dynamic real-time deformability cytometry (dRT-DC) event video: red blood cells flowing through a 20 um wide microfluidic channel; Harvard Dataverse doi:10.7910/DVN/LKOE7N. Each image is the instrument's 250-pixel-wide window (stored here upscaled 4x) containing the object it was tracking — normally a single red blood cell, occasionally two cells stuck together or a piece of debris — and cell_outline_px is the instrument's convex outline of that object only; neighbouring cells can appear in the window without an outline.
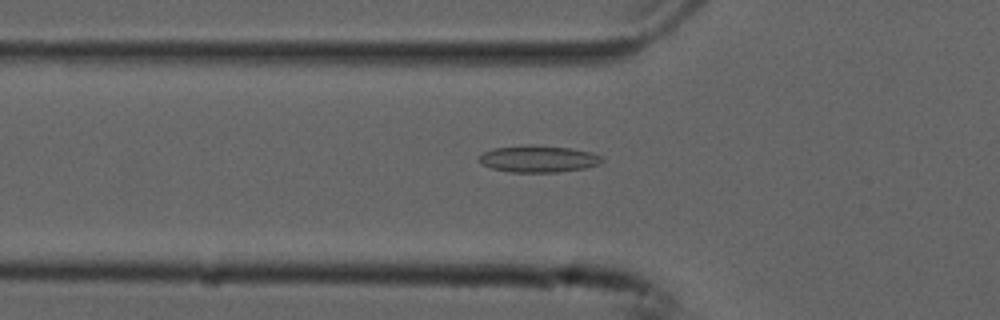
{"species": "common noctule bat (a hibernating species)", "species_latin": "Nyctalus noctula", "temperature_condition": "cold", "stored_images_in_passage": 50, "camera_frame_rate_fps": 3000, "um_per_image_px": 0.085, "animal": {"sex": "male", "forearm_length_mm": 52.5}, "frame": {"image": 1, "passage_image": 14, "time_ms": 4.333, "image_size_px": [1000, 320], "cell_outline_px": [[604, 160], [600, 164], [584, 168], [556, 172], [512, 172], [492, 168], [480, 164], [476, 160], [484, 152], [492, 148], [524, 144], [532, 144], [572, 148], [592, 152], [600, 156]], "centroid_in_image_um": [45.73, 13.48], "position_along_channel_um": 80.1, "area_um2": 19.48}}
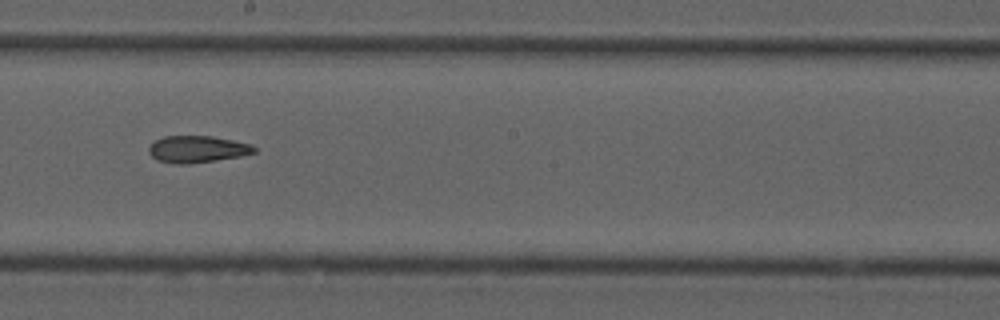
{"frame": {"image": 2, "passage_image": 26, "time_ms": 8.333, "image_size_px": [1000, 320], "cell_outline_px": [[256, 152], [240, 156], [216, 160], [188, 164], [176, 164], [156, 160], [148, 152], [148, 148], [156, 140], [164, 136], [212, 136], [252, 144], [256, 148]], "centroid_in_image_um": [16.77, 12.68], "position_along_channel_um": 231.4, "area_um2": 16.47}}
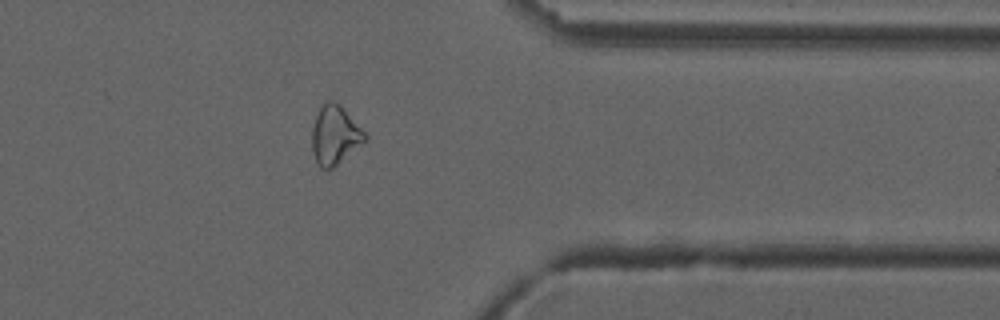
{"frame": {"image": 3, "passage_image": 39, "time_ms": 12.667, "image_size_px": [1000, 320], "cell_outline_px": [[368, 140], [332, 168], [320, 168], [312, 152], [312, 128], [316, 116], [320, 108], [328, 100], [332, 100], [340, 104], [368, 136]], "centroid_in_image_um": [28.48, 11.49], "position_along_channel_um": 382.9, "area_um2": 18.03}, "authors_computed_cell_mechanics": {"area_um2": 18.0914, "velocity_mm_per_s": 3.7651, "shape_relaxation_time_tau1_ms": null, "shape_relaxation_time_tau2_ms": 6.8339, "deformation_change_tau1": null, "deformation_change_tau2": 0.1609}}